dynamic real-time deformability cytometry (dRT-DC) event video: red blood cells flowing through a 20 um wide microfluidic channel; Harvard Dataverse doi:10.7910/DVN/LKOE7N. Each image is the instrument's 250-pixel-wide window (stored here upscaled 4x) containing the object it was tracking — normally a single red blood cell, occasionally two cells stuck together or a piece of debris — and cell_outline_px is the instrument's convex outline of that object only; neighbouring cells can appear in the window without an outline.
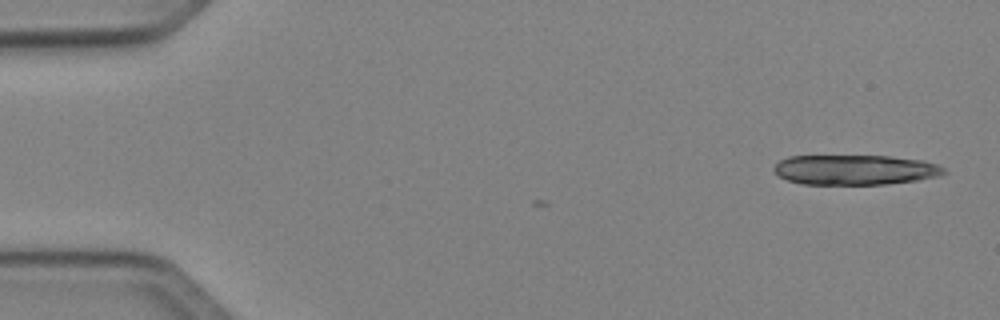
{"species": "Egyptian fruit bat (a non-hibernating species)", "species_latin": "Rousettus aegyptiacus", "temperature_condition": "cold", "stored_images_in_passage": 2, "camera_frame_rate_fps": 3000, "um_per_image_px": 0.085, "animal": {"sex": "female"}, "frame": {"image": 1, "passage_image": 2, "time_ms": 0.333, "image_size_px": [1000, 320], "cell_outline_px": [[948, 172], [940, 176], [916, 180], [884, 184], [804, 184], [788, 180], [780, 176], [772, 168], [780, 160], [788, 156], [892, 156], [924, 160], [936, 164], [944, 168]], "centroid_in_image_um": [72.71, 14.42], "position_along_channel_um": 12.3, "area_um2": 29.71}}